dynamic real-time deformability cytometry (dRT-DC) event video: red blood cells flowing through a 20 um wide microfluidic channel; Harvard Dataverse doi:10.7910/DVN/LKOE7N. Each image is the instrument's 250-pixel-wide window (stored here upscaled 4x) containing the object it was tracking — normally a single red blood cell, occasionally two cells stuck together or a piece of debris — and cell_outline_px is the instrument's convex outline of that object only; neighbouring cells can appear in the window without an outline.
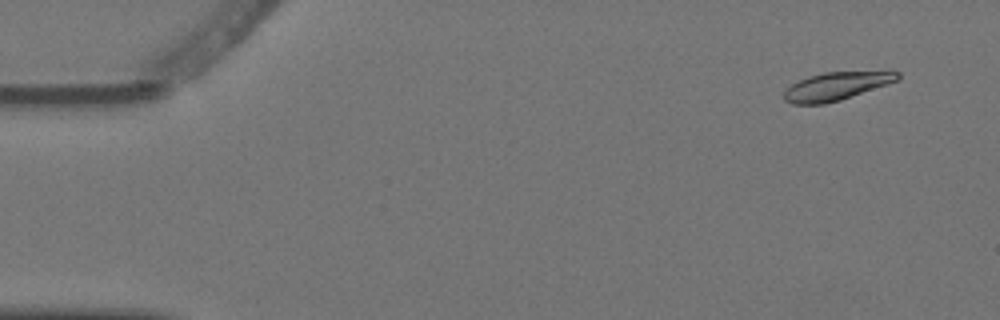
{"species": "Egyptian fruit bat (a non-hibernating species)", "species_latin": "Rousettus aegyptiacus", "temperature_condition": "warm", "stored_images_in_passage": 14, "camera_frame_rate_fps": 3000, "um_per_image_px": 0.085, "animal": {"sex": "female"}, "frame": {"image": 1, "passage_image": 1, "time_ms": 0.0, "image_size_px": [1000, 320], "cell_outline_px": [[900, 76], [896, 80], [840, 100], [824, 104], [792, 104], [784, 100], [784, 92], [792, 84], [808, 76], [824, 72], [888, 68], [892, 68], [900, 72]], "centroid_in_image_um": [71.18, 7.26], "position_along_channel_um": 13.8, "area_um2": 19.13}}
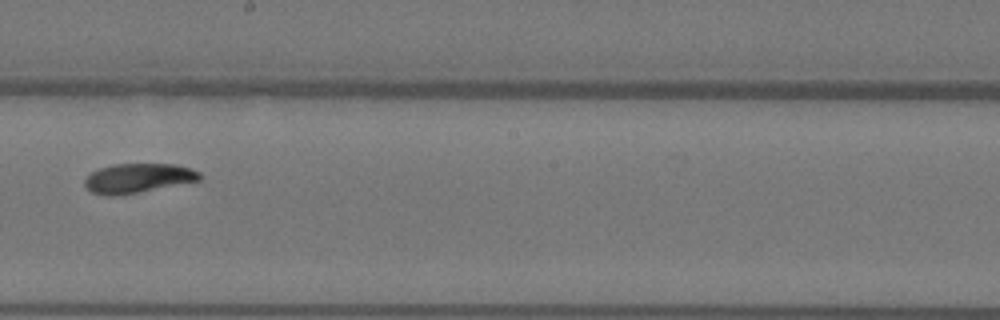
{"frame": {"image": 2, "passage_image": 8, "time_ms": 2.333, "image_size_px": [1000, 320], "cell_outline_px": [[200, 180], [116, 196], [104, 196], [92, 192], [84, 184], [84, 176], [100, 168], [112, 164], [176, 164], [192, 168], [200, 172]], "centroid_in_image_um": [11.69, 15.13], "position_along_channel_um": 236.5, "area_um2": 19.65}}
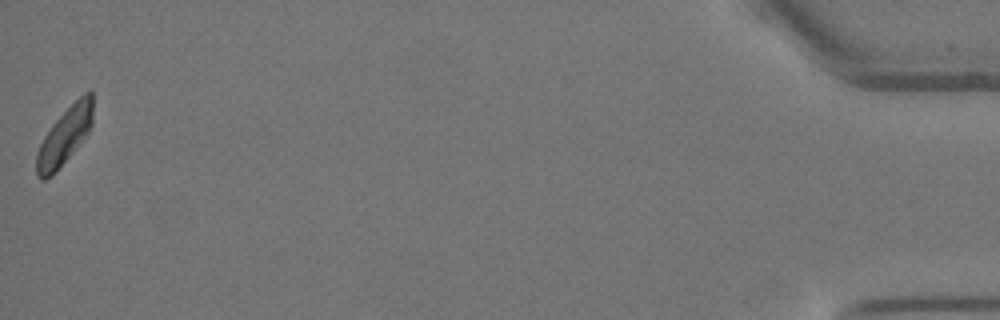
{"frame": {"image": 3, "passage_image": 14, "time_ms": 4.333, "image_size_px": [1000, 320], "cell_outline_px": [[92, 124], [88, 132], [72, 152], [52, 176], [44, 180], [40, 180], [36, 176], [36, 152], [44, 136], [52, 124], [84, 92], [92, 92]], "centroid_in_image_um": [5.45, 11.6], "position_along_channel_um": 429.7, "area_um2": 18.32}}